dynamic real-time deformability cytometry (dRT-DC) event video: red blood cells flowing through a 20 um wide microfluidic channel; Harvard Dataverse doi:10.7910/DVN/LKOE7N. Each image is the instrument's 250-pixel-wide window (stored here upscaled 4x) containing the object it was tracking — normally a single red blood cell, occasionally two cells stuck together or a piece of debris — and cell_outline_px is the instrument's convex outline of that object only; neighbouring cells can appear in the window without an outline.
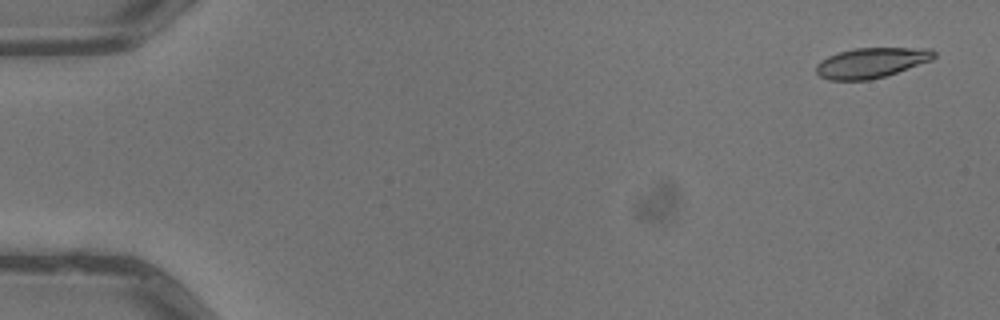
{"species": "common noctule bat (a hibernating species)", "species_latin": "Nyctalus noctula", "temperature_condition": "warm", "stored_images_in_passage": 5, "camera_frame_rate_fps": 3000, "um_per_image_px": 0.085, "animal": {"sex": "male", "body_mass_g": 13.3}, "frame": {"image": 1, "passage_image": 1, "time_ms": 0.0, "image_size_px": [1000, 320], "cell_outline_px": [[936, 56], [932, 60], [884, 76], [868, 80], [828, 80], [820, 76], [816, 72], [816, 64], [820, 60], [828, 56], [840, 52], [856, 48], [932, 48], [936, 52]], "centroid_in_image_um": [74.06, 5.33], "position_along_channel_um": 10.9, "area_um2": 20.63}}
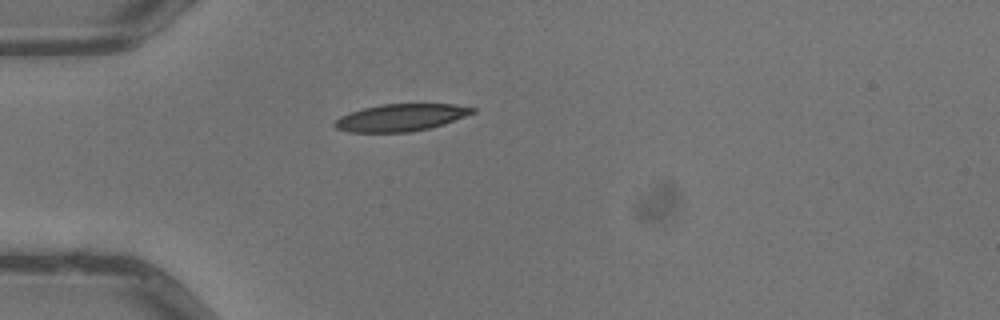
{"frame": {"image": 2, "passage_image": 4, "time_ms": 1.0, "image_size_px": [1000, 320], "cell_outline_px": [[476, 112], [444, 124], [428, 128], [408, 132], [348, 132], [336, 128], [332, 124], [340, 116], [364, 108], [380, 104], [456, 104], [476, 108]], "centroid_in_image_um": [34.08, 9.99], "position_along_channel_um": 50.9, "area_um2": 21.73}}